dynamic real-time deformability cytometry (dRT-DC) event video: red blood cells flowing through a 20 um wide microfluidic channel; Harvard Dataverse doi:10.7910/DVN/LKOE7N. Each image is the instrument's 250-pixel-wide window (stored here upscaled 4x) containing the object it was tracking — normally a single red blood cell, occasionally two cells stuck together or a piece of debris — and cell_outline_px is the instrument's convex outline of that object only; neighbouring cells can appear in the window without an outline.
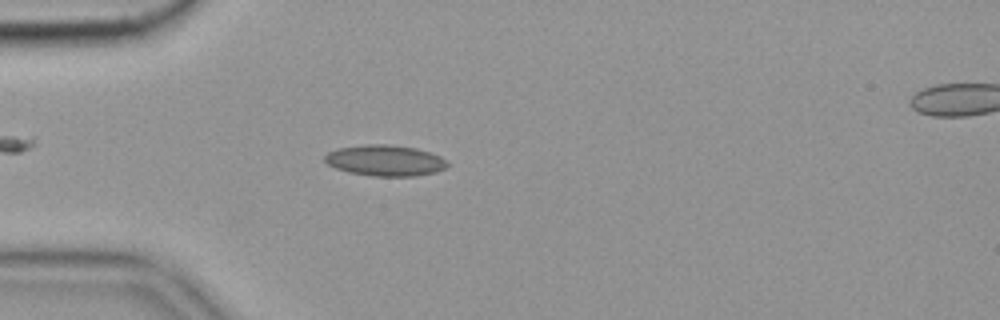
{"species": "common noctule bat (a hibernating species)", "species_latin": "Nyctalus noctula", "temperature_condition": "cold", "stored_images_in_passage": 39, "camera_frame_rate_fps": 3000, "um_per_image_px": 0.085, "animal": {"sex": "female", "body_mass_g": 19.9}, "frame": {"image": 1, "passage_image": 1, "time_ms": 0.0, "image_size_px": [1000, 320], "cell_outline_px": [[448, 164], [444, 168], [436, 172], [416, 176], [372, 176], [348, 172], [336, 168], [328, 164], [324, 160], [324, 156], [328, 152], [336, 148], [364, 144], [388, 144], [416, 148], [440, 156]], "centroid_in_image_um": [32.69, 13.64], "position_along_channel_um": 52.3, "area_um2": 22.14}}
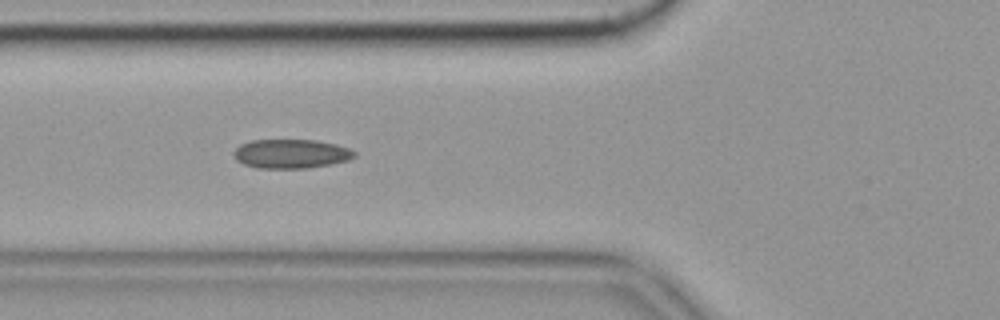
{"frame": {"image": 2, "passage_image": 6, "time_ms": 1.667, "image_size_px": [1000, 320], "cell_outline_px": [[356, 156], [348, 160], [328, 164], [304, 168], [256, 168], [244, 164], [236, 160], [232, 152], [240, 144], [252, 140], [316, 140], [336, 144], [348, 148], [356, 152]], "centroid_in_image_um": [24.71, 13.06], "position_along_channel_um": 101.1, "area_um2": 20.4}}